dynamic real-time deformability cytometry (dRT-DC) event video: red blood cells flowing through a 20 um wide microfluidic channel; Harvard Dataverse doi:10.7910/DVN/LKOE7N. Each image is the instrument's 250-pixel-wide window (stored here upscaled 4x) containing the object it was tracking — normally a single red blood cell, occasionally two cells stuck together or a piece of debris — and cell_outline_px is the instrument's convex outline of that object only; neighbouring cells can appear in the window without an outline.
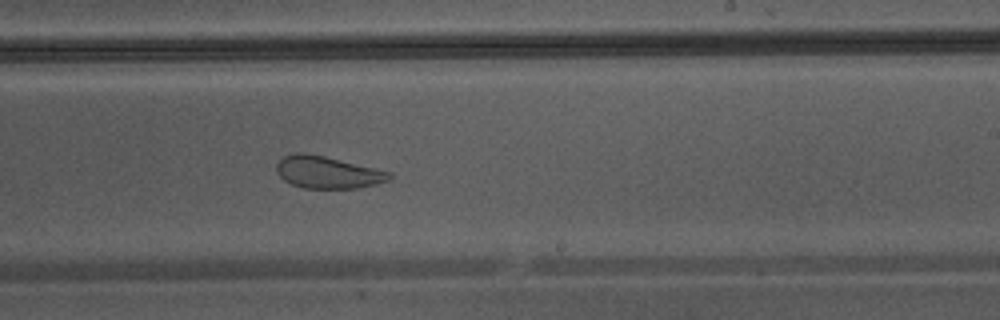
{"species": "Egyptian fruit bat (a non-hibernating species)", "species_latin": "Rousettus aegyptiacus", "temperature_condition": "warm", "stored_images_in_passage": 41, "camera_frame_rate_fps": 3000, "um_per_image_px": 0.085, "animal": {"sex": "male"}, "frame": {"image": 1, "passage_image": 24, "time_ms": 7.667, "image_size_px": [1000, 320], "cell_outline_px": [[392, 176], [388, 180], [360, 188], [304, 188], [292, 184], [284, 180], [276, 172], [276, 164], [284, 156], [296, 152], [304, 152], [324, 156], [392, 172]], "centroid_in_image_um": [27.82, 14.64], "position_along_channel_um": 261.2, "area_um2": 21.04}}